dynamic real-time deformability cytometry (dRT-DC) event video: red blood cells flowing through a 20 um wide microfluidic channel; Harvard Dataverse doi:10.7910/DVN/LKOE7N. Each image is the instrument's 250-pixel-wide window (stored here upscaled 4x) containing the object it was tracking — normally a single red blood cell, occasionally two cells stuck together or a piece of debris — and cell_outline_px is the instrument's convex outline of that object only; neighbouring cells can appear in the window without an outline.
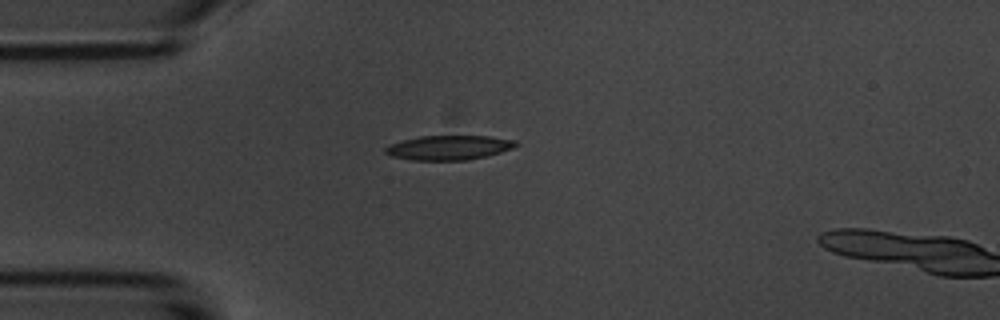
{"species": "common noctule bat (a hibernating species)", "species_latin": "Nyctalus noctula", "temperature_condition": "room temperature", "stored_images_in_passage": 4, "camera_frame_rate_fps": 3000, "um_per_image_px": 0.085, "animal": {"sex": "male", "body_mass_g": 20.1, "forearm_length_mm": 53.5}, "frame": {"image": 1, "passage_image": 3, "time_ms": 3.333, "image_size_px": [1000, 320], "cell_outline_px": [[520, 144], [512, 148], [500, 152], [468, 160], [412, 160], [392, 156], [384, 152], [384, 148], [388, 144], [420, 136], [488, 136], [516, 140]], "centroid_in_image_um": [38.14, 12.54], "position_along_channel_um": 46.9, "area_um2": 18.55}}